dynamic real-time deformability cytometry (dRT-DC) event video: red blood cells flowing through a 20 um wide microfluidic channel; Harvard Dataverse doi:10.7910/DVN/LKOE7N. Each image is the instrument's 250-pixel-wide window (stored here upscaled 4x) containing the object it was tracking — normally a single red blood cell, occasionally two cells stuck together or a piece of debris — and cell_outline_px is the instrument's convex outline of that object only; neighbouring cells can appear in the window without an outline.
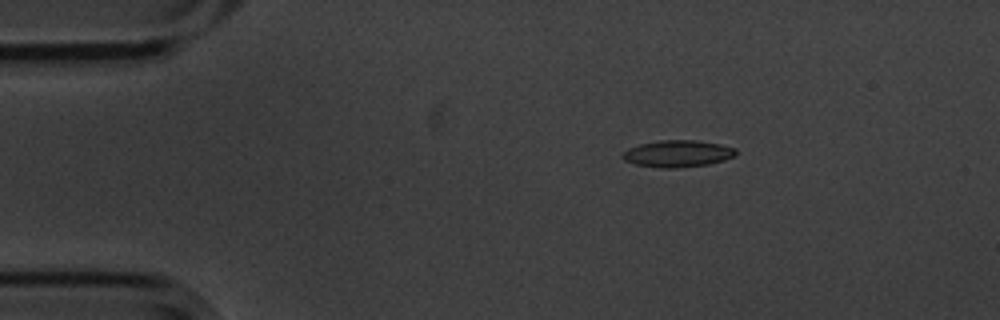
{"species": "common noctule bat (a hibernating species)", "species_latin": "Nyctalus noctula", "temperature_condition": "cold", "stored_images_in_passage": 49, "camera_frame_rate_fps": 3000, "um_per_image_px": 0.085, "animal": {"sex": "male", "body_mass_g": 20.1, "forearm_length_mm": 53.5}, "frame": {"image": 1, "passage_image": 1, "time_ms": 0.0, "image_size_px": [1000, 320], "cell_outline_px": [[736, 156], [724, 160], [708, 164], [676, 168], [660, 168], [636, 164], [624, 160], [620, 156], [628, 148], [640, 144], [660, 140], [692, 140], [720, 144], [736, 148]], "centroid_in_image_um": [57.6, 13.06], "position_along_channel_um": 27.4, "area_um2": 17.69}}
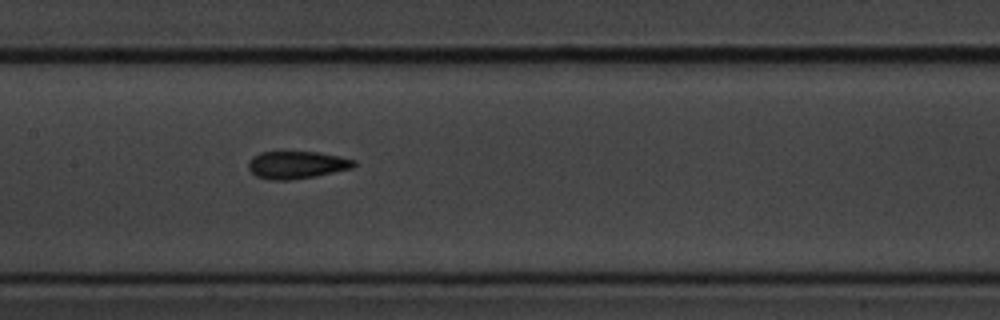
{"frame": {"image": 2, "passage_image": 19, "time_ms": 6.0, "image_size_px": [1000, 320], "cell_outline_px": [[356, 164], [352, 168], [316, 176], [288, 180], [272, 180], [256, 176], [248, 168], [248, 160], [252, 156], [260, 152], [320, 152], [356, 160]], "centroid_in_image_um": [25.21, 14.01], "position_along_channel_um": 182.2, "area_um2": 16.94}}
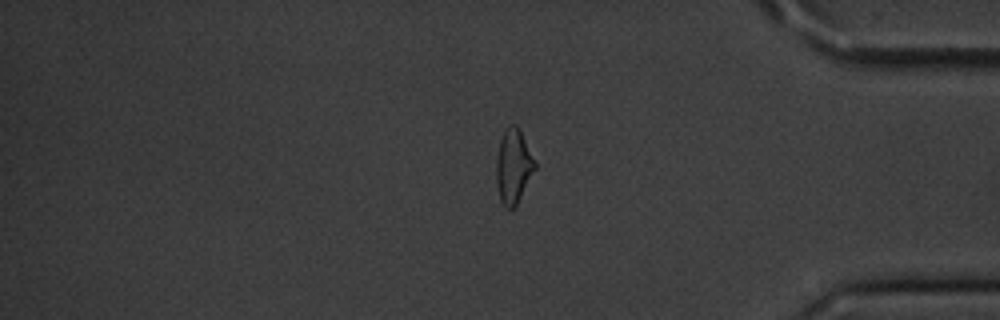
{"frame": {"image": 3, "passage_image": 39, "time_ms": 12.667, "image_size_px": [1000, 320], "cell_outline_px": [[536, 168], [516, 208], [504, 208], [500, 200], [496, 184], [496, 160], [500, 140], [504, 128], [512, 124], [516, 124], [520, 128], [536, 164]], "centroid_in_image_um": [43.63, 14.15], "position_along_channel_um": 391.6, "area_um2": 17.05}, "authors_computed_cell_mechanics": {"area_um2": 17.051, "velocity_mm_per_s": 3.4969, "shape_relaxation_time_tau1_ms": 6.0201, "shape_relaxation_time_tau2_ms": 3.7611, "deformation_change_tau1": 0.1529, "deformation_change_tau2": 0.1119}}